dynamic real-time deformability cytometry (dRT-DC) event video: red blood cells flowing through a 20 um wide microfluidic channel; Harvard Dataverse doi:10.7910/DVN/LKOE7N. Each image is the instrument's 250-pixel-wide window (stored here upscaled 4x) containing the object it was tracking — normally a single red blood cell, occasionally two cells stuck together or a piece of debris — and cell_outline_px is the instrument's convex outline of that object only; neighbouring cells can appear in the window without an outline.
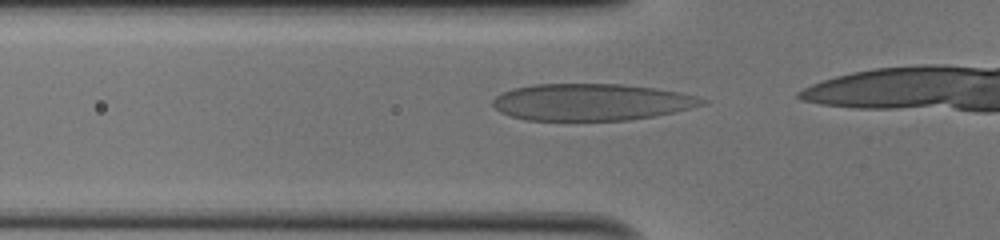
{"species": "human", "species_latin": "Homo sapiens", "temperature_condition": "cold", "stored_images_in_passage": 14, "camera_frame_rate_fps": 3000, "um_per_image_px": 0.085, "donor": {"sex": "male"}, "frame": {"image": 1, "passage_image": 9, "time_ms": 2.667, "image_size_px": [1000, 240], "cell_outline_px": [[708, 100], [704, 104], [672, 112], [652, 116], [628, 120], [524, 120], [500, 112], [492, 104], [492, 100], [496, 96], [512, 88], [532, 84], [620, 84], [652, 88], [680, 92], [696, 96]], "centroid_in_image_um": [50.22, 8.67], "position_along_channel_um": 75.6, "area_um2": 44.62}}
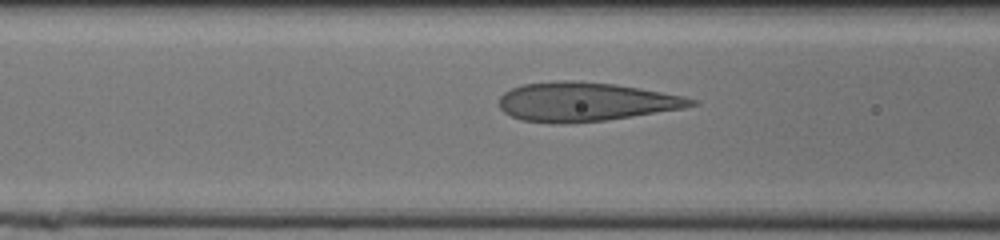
{"frame": {"image": 2, "passage_image": 12, "time_ms": 3.667, "image_size_px": [1000, 240], "cell_outline_px": [[700, 104], [680, 108], [608, 120], [564, 124], [556, 124], [520, 120], [504, 112], [500, 108], [500, 96], [504, 92], [512, 88], [524, 84], [556, 80], [572, 80], [612, 84], [684, 96], [696, 100]], "centroid_in_image_um": [49.7, 8.66], "position_along_channel_um": 116.9, "area_um2": 43.35}}